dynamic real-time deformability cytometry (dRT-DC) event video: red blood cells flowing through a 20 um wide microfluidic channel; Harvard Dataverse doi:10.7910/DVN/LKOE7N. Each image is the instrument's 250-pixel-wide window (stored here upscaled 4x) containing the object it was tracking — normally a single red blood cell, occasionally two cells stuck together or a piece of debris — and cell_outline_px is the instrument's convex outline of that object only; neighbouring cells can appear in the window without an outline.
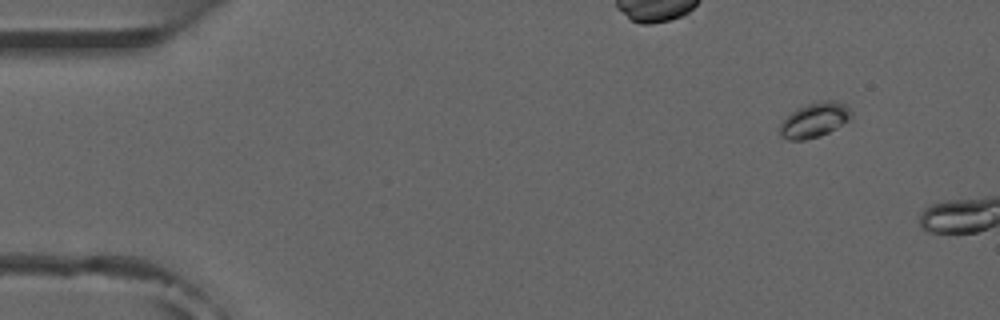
{"species": "common noctule bat (a hibernating species)", "species_latin": "Nyctalus noctula", "temperature_condition": "room temperature", "stored_images_in_passage": 3, "camera_frame_rate_fps": 3000, "um_per_image_px": 0.085, "animal": {"sex": "male", "forearm_length_mm": 52.5}, "frame": {"image": 1, "passage_image": 1, "time_ms": 0.0, "image_size_px": [1000, 320], "cell_outline_px": [[852, 116], [848, 120], [836, 128], [820, 136], [804, 140], [788, 140], [780, 136], [780, 124], [796, 108], [804, 104], [820, 100], [836, 100], [844, 104], [852, 112]], "centroid_in_image_um": [69.22, 10.19], "position_along_channel_um": 15.8, "area_um2": 14.51}}